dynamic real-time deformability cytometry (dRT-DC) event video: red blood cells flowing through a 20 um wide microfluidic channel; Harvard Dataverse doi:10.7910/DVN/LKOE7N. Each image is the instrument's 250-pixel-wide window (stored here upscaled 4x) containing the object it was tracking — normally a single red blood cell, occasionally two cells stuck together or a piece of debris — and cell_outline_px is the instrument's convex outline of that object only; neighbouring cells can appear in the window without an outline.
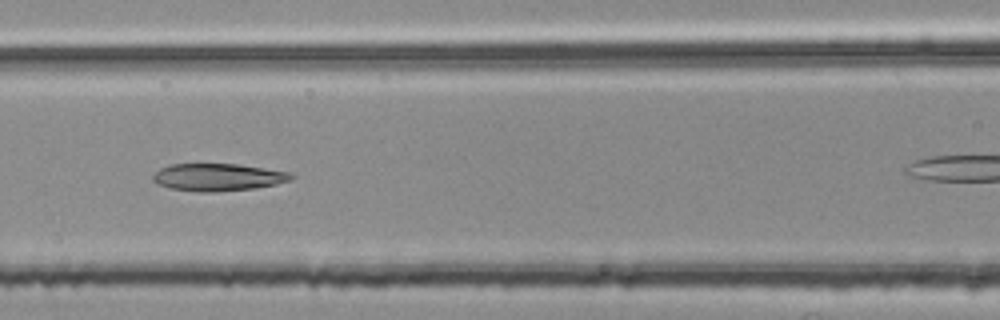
{"species": "common noctule bat (a hibernating species)", "species_latin": "Nyctalus noctula", "temperature_condition": "room temperature", "stored_images_in_passage": 6, "segment_of_instrument_passage": [1, 2], "camera_frame_rate_fps": 3000, "um_per_image_px": 0.085, "animal": {"sex": "female", "body_mass_g": 25.1}, "frame": {"image": 1, "passage_image": 5, "time_ms": 1.333, "image_size_px": [1000, 320], "cell_outline_px": [[296, 176], [292, 180], [276, 184], [252, 188], [216, 192], [196, 192], [168, 188], [156, 184], [152, 180], [152, 176], [160, 168], [172, 164], [240, 164], [292, 172]], "centroid_in_image_um": [18.54, 15.06], "position_along_channel_um": 148.1, "area_um2": 22.37}}